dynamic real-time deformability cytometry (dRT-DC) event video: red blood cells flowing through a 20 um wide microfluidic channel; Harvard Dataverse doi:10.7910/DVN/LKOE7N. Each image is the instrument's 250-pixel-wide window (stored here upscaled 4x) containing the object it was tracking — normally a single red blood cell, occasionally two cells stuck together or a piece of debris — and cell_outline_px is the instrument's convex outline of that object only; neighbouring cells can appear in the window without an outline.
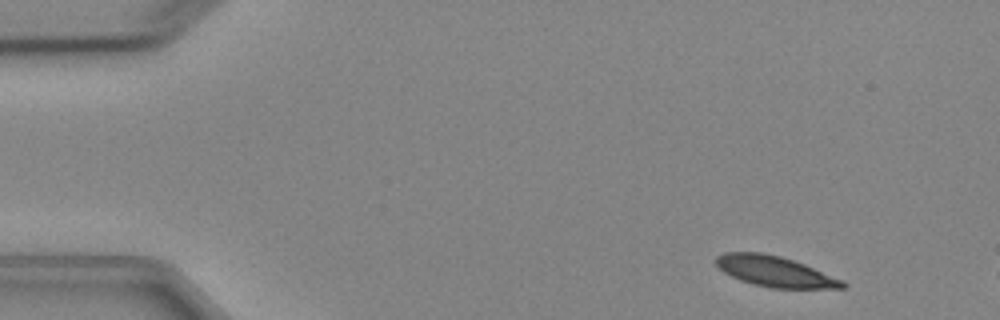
{"species": "Egyptian fruit bat (a non-hibernating species)", "species_latin": "Rousettus aegyptiacus", "temperature_condition": "cold", "stored_images_in_passage": 3, "camera_frame_rate_fps": 3000, "um_per_image_px": 0.085, "animal": {"sex": "female"}, "frame": {"image": 1, "passage_image": 1, "time_ms": 0.0, "image_size_px": [1000, 320], "cell_outline_px": [[848, 284], [844, 288], [772, 288], [752, 284], [740, 280], [724, 272], [716, 264], [716, 256], [724, 252], [764, 252], [780, 256], [804, 264], [844, 280]], "centroid_in_image_um": [65.88, 23.07], "position_along_channel_um": 19.1, "area_um2": 22.54}}